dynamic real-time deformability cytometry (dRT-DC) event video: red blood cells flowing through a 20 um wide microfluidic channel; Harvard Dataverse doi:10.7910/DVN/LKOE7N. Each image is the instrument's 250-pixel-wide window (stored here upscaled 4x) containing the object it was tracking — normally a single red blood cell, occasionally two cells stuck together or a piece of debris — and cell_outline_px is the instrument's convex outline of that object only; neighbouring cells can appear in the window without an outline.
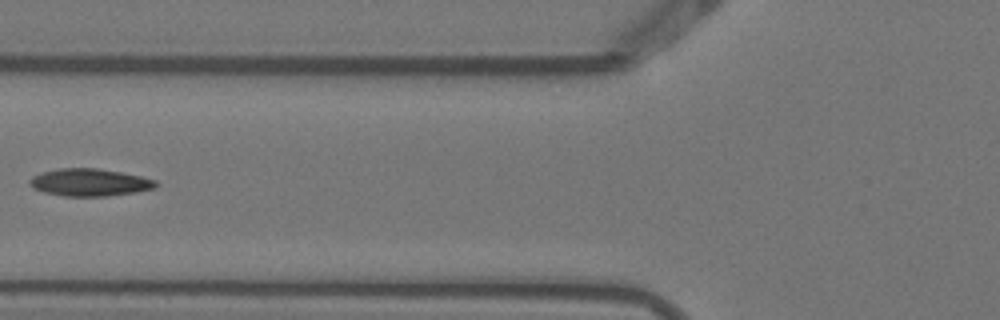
{"species": "Egyptian fruit bat (a non-hibernating species)", "species_latin": "Rousettus aegyptiacus", "temperature_condition": "warm", "stored_images_in_passage": 5, "camera_frame_rate_fps": 3000, "um_per_image_px": 0.085, "animal": {"sex": "female"}, "frame": {"image": 1, "passage_image": 4, "time_ms": 1.0, "image_size_px": [1000, 320], "cell_outline_px": [[160, 184], [156, 188], [136, 192], [108, 196], [64, 196], [44, 192], [32, 188], [28, 184], [28, 180], [32, 176], [44, 172], [60, 168], [96, 168], [120, 172], [140, 176], [156, 180]], "centroid_in_image_um": [7.63, 15.51], "position_along_channel_um": 118.2, "area_um2": 20.23}}
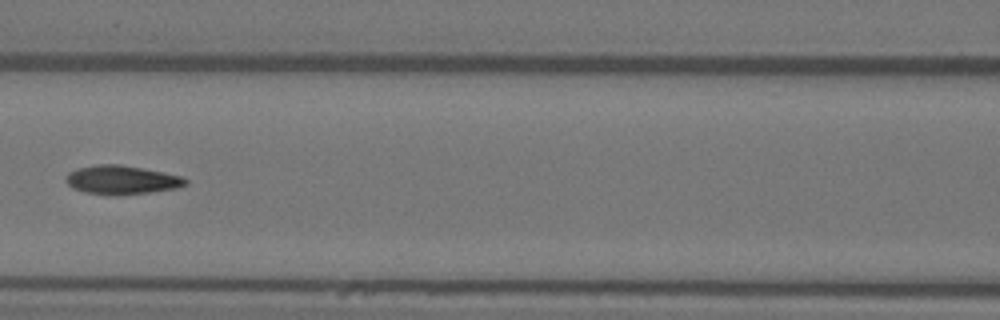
{"frame": {"image": 2, "passage_image": 5, "time_ms": 1.333, "image_size_px": [1000, 320], "cell_outline_px": [[188, 184], [176, 188], [148, 192], [116, 196], [84, 192], [72, 188], [64, 180], [68, 172], [76, 168], [96, 164], [120, 164], [184, 176], [188, 180]], "centroid_in_image_um": [10.32, 15.29], "position_along_channel_um": 156.3, "area_um2": 20.29}}